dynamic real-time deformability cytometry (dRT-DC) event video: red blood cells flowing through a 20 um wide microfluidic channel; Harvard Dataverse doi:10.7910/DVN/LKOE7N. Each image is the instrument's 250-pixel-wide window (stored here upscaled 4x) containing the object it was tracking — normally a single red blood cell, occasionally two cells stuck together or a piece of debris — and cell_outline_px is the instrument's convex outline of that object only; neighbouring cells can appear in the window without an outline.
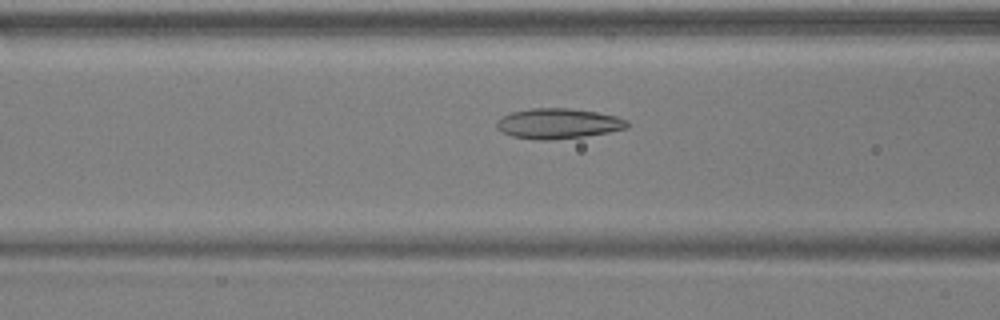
{"species": "common noctule bat (a hibernating species)", "species_latin": "Nyctalus noctula", "temperature_condition": "warm", "stored_images_in_passage": 54, "camera_frame_rate_fps": 3000, "um_per_image_px": 0.085, "animal": {"sex": "male", "body_mass_g": 17.9, "forearm_length_mm": 54.2}, "frame": {"image": 1, "passage_image": 22, "time_ms": 7.0, "image_size_px": [1000, 320], "cell_outline_px": [[628, 128], [608, 132], [584, 136], [548, 140], [540, 140], [512, 136], [496, 128], [496, 120], [500, 116], [512, 112], [532, 108], [568, 108], [596, 112], [616, 116], [628, 120]], "centroid_in_image_um": [47.42, 10.49], "position_along_channel_um": 119.2, "area_um2": 22.95}}
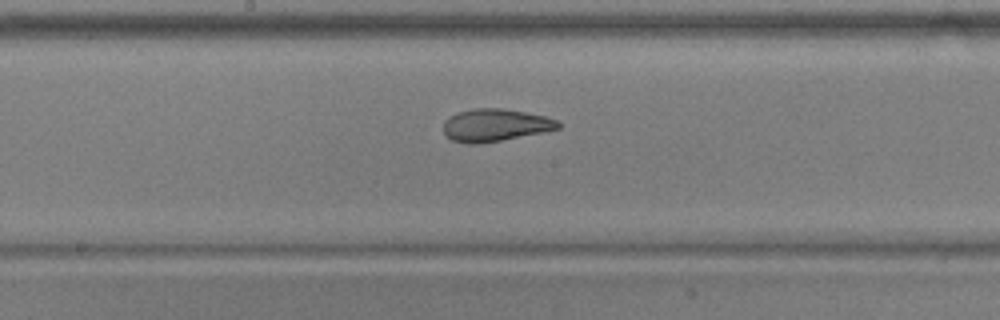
{"frame": {"image": 2, "passage_image": 29, "time_ms": 9.333, "image_size_px": [1000, 320], "cell_outline_px": [[560, 128], [544, 132], [500, 140], [476, 144], [468, 144], [452, 140], [444, 136], [444, 120], [456, 112], [476, 108], [504, 108], [544, 116], [556, 120], [560, 124]], "centroid_in_image_um": [42.05, 10.63], "position_along_channel_um": 206.2, "area_um2": 21.68}}
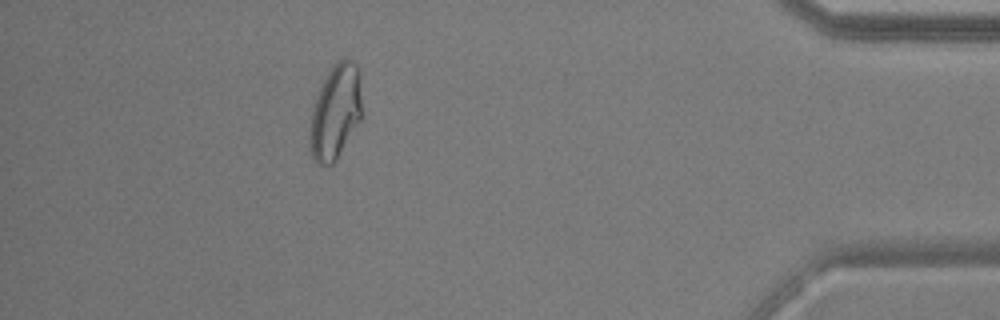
{"frame": {"image": 3, "passage_image": 49, "time_ms": 16.0, "image_size_px": [1000, 320], "cell_outline_px": [[360, 120], [336, 160], [328, 168], [316, 164], [312, 160], [308, 140], [312, 112], [316, 96], [332, 64], [336, 60], [344, 56], [352, 60], [356, 64], [360, 96]], "centroid_in_image_um": [28.46, 9.57], "position_along_channel_um": 406.7, "area_um2": 28.67}, "authors_computed_cell_mechanics": {"area_um2": 24.6517, "velocity_mm_per_s": 3.7148, "shape_relaxation_time_tau1_ms": 4.6566, "shape_relaxation_time_tau2_ms": 1.6649, "deformation_change_tau1": 0.1599, "deformation_change_tau2": 0.0762}}